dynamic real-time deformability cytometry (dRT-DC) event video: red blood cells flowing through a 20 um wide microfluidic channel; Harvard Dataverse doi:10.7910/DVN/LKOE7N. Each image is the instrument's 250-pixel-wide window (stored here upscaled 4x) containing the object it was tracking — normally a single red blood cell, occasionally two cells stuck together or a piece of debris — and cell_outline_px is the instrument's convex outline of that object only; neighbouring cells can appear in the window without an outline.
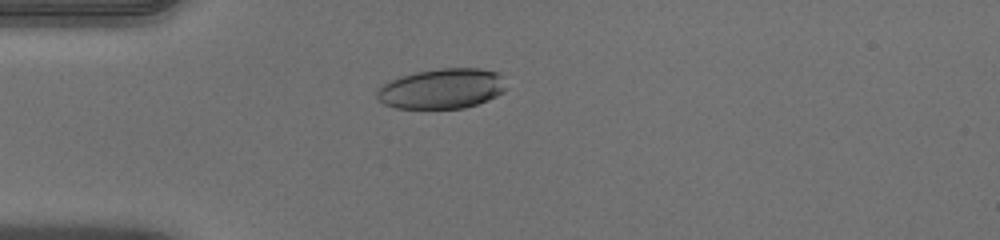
{"species": "human", "species_latin": "Homo sapiens", "temperature_condition": "warm", "stored_images_in_passage": 41, "camera_frame_rate_fps": 3000, "um_per_image_px": 0.085, "donor": {"sex": "male"}, "frame": {"image": 1, "passage_image": 4, "time_ms": 1.0, "image_size_px": [1000, 240], "cell_outline_px": [[508, 88], [504, 92], [488, 100], [464, 108], [396, 108], [384, 104], [376, 96], [376, 92], [388, 80], [400, 76], [416, 72], [440, 68], [480, 68], [500, 72]], "centroid_in_image_um": [37.6, 7.52], "position_along_channel_um": 47.4, "area_um2": 30.46}}
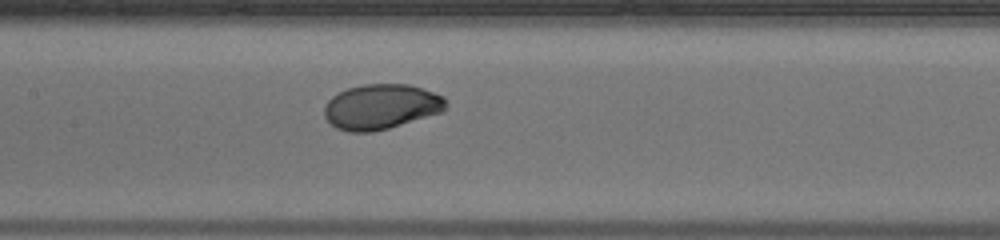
{"frame": {"image": 2, "passage_image": 15, "time_ms": 4.667, "image_size_px": [1000, 240], "cell_outline_px": [[448, 108], [444, 112], [388, 128], [372, 132], [348, 132], [336, 128], [324, 116], [324, 104], [332, 96], [348, 88], [364, 84], [408, 84], [444, 96], [448, 104]], "centroid_in_image_um": [32.41, 9.07], "position_along_channel_um": 175.0, "area_um2": 32.14}}
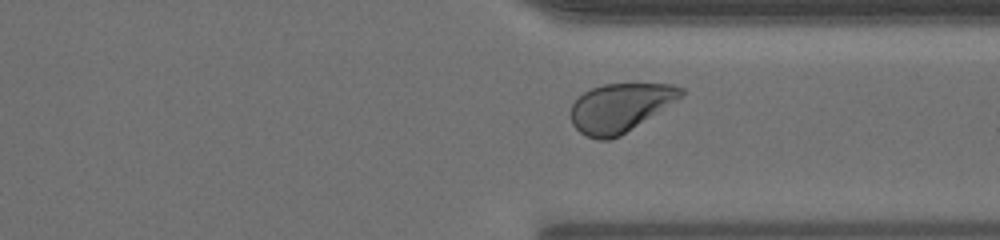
{"frame": {"image": 3, "passage_image": 29, "time_ms": 9.333, "image_size_px": [1000, 240], "cell_outline_px": [[684, 92], [676, 100], [620, 136], [608, 140], [596, 140], [580, 132], [572, 124], [572, 104], [584, 92], [592, 88], [604, 84], [672, 84], [684, 88]], "centroid_in_image_um": [52.69, 9.15], "position_along_channel_um": 358.7, "area_um2": 30.63}, "authors_computed_cell_mechanics": {"area_um2": 31.5588, "velocity_mm_per_s": 3.9482, "shape_relaxation_time_tau1_ms": 2.9225, "shape_relaxation_time_tau2_ms": null, "deformation_change_tau1": 0.1543, "deformation_change_tau2": null}}